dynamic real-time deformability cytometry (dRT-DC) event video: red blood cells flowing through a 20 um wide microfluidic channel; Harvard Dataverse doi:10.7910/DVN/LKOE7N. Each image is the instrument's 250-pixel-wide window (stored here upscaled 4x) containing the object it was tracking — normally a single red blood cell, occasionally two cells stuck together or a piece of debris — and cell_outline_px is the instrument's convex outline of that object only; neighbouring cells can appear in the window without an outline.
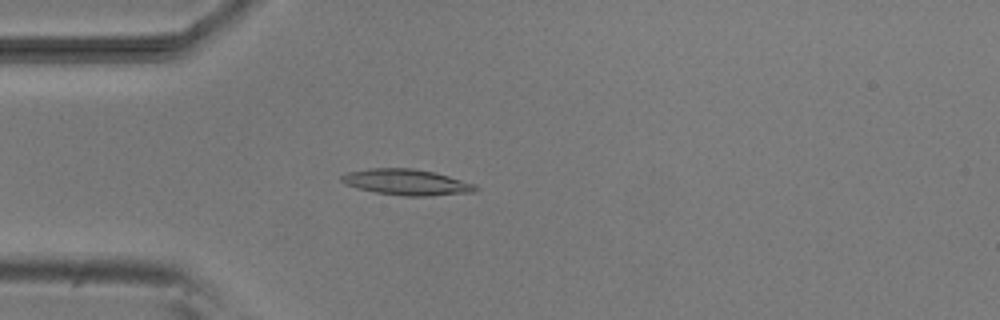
{"species": "common noctule bat (a hibernating species)", "species_latin": "Nyctalus noctula", "temperature_condition": "room temperature", "stored_images_in_passage": 52, "camera_frame_rate_fps": 3000, "um_per_image_px": 0.085, "animal": {"sex": "male", "body_mass_g": 20.5, "forearm_length_mm": 52.5}, "frame": {"image": 1, "passage_image": 14, "time_ms": 4.333, "image_size_px": [1000, 320], "cell_outline_px": [[480, 188], [476, 192], [432, 196], [404, 196], [376, 192], [356, 188], [344, 184], [340, 180], [340, 176], [348, 172], [368, 168], [412, 168], [432, 172], [448, 176], [476, 184]], "centroid_in_image_um": [34.57, 15.49], "position_along_channel_um": 50.4, "area_um2": 20.4}}
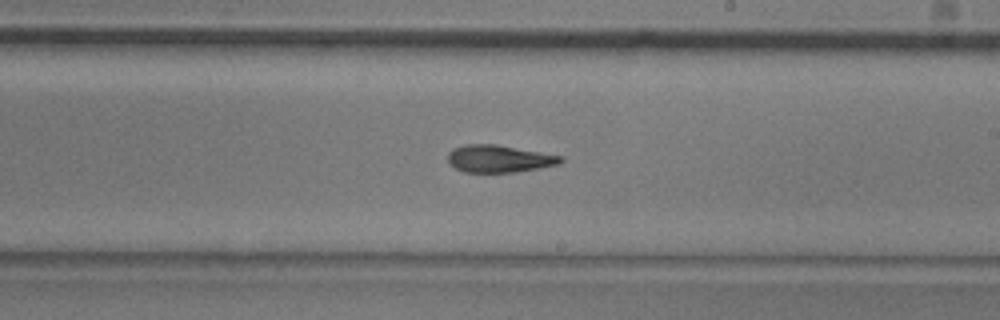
{"frame": {"image": 2, "passage_image": 30, "time_ms": 9.667, "image_size_px": [1000, 320], "cell_outline_px": [[564, 160], [560, 164], [540, 168], [516, 172], [464, 172], [456, 168], [448, 160], [448, 152], [452, 148], [464, 144], [496, 144], [564, 156]], "centroid_in_image_um": [42.45, 13.48], "position_along_channel_um": 246.6, "area_um2": 18.09}}
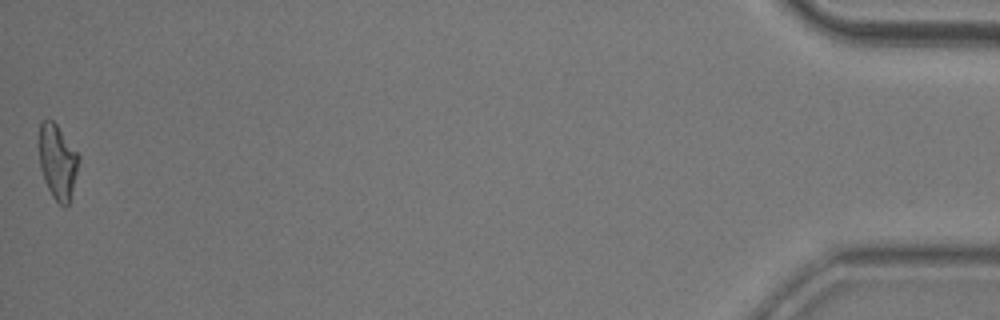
{"frame": {"image": 3, "passage_image": 52, "time_ms": 17.0, "image_size_px": [1000, 320], "cell_outline_px": [[80, 160], [68, 204], [64, 208], [52, 196], [44, 180], [40, 168], [40, 120], [52, 120], [56, 124], [80, 156]], "centroid_in_image_um": [4.9, 13.75], "position_along_channel_um": 430.3, "area_um2": 16.94}, "authors_computed_cell_mechanics": {"area_um2": 18.4671, "velocity_mm_per_s": 3.8398, "shape_relaxation_time_tau1_ms": 5.4482, "shape_relaxation_time_tau2_ms": 4.5338, "deformation_change_tau1": 0.1664, "deformation_change_tau2": 0.1417}}